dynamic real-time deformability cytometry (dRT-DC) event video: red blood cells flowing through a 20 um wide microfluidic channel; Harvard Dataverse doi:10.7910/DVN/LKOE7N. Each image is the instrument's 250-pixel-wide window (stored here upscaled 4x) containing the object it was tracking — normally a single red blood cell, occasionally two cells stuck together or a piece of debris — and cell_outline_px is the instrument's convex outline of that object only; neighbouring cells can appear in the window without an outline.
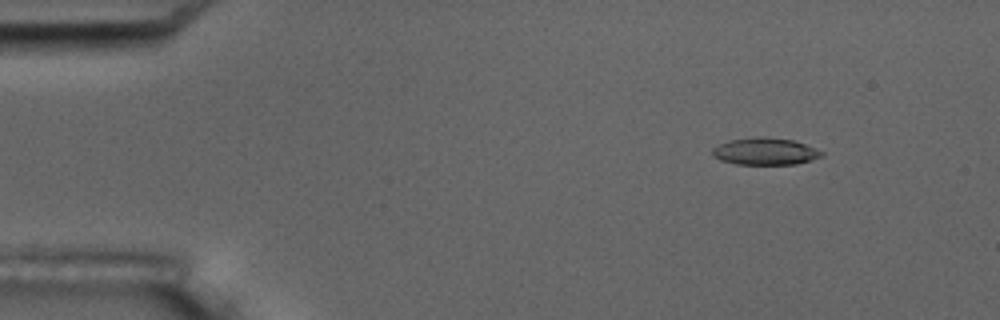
{"species": "common noctule bat (a hibernating species)", "species_latin": "Nyctalus noctula", "temperature_condition": "room temperature", "stored_images_in_passage": 4, "camera_frame_rate_fps": 3000, "um_per_image_px": 0.085, "animal": {"sex": "male", "body_mass_g": 17.5, "forearm_length_mm": 52.3}, "frame": {"image": 1, "passage_image": 1, "time_ms": 0.0, "image_size_px": [1000, 320], "cell_outline_px": [[824, 156], [812, 160], [796, 164], [736, 164], [720, 160], [712, 156], [712, 148], [728, 140], [760, 136], [792, 140], [804, 144], [824, 152]], "centroid_in_image_um": [65.02, 12.87], "position_along_channel_um": 20.0, "area_um2": 17.22}}